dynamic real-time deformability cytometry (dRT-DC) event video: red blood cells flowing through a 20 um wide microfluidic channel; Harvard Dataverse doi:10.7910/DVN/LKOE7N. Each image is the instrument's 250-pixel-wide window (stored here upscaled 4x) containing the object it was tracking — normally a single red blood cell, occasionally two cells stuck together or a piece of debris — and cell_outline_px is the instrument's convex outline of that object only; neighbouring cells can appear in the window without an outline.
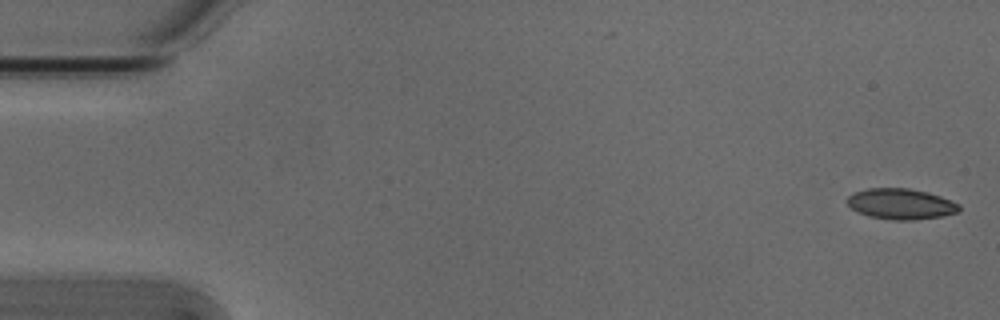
{"species": "Egyptian fruit bat (a non-hibernating species)", "species_latin": "Rousettus aegyptiacus", "temperature_condition": "cold", "stored_images_in_passage": 6, "segment_of_instrument_passage": [2, 2], "camera_frame_rate_fps": 3000, "um_per_image_px": 0.085, "animal": {"sex": "male"}, "frame": {"image": 1, "passage_image": 6, "time_ms": 1.667, "image_size_px": [1000, 320], "cell_outline_px": [[960, 212], [944, 216], [912, 220], [896, 220], [868, 216], [856, 212], [848, 204], [848, 196], [852, 192], [868, 188], [908, 188], [928, 192], [940, 196], [960, 204]], "centroid_in_image_um": [76.58, 17.33], "position_along_channel_um": 8.4, "area_um2": 20.17}}